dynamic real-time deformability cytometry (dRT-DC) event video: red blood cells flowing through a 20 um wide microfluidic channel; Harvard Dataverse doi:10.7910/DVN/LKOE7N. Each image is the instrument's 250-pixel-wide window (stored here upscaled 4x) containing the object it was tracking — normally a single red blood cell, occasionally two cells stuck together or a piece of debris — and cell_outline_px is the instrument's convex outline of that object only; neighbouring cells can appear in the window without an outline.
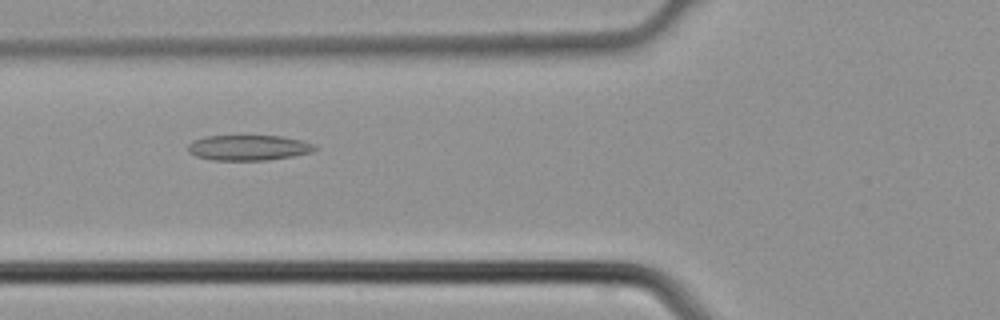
{"species": "common noctule bat (a hibernating species)", "species_latin": "Nyctalus noctula", "temperature_condition": "cold", "stored_images_in_passage": 4, "camera_frame_rate_fps": 3000, "um_per_image_px": 0.085, "animal": {"sex": "male", "body_mass_g": 21.5, "forearm_length_mm": 52.0}, "frame": {"image": 1, "passage_image": 4, "time_ms": 1.0, "image_size_px": [1000, 320], "cell_outline_px": [[316, 148], [312, 152], [292, 156], [268, 160], [212, 160], [196, 156], [188, 152], [188, 144], [192, 140], [204, 136], [280, 136], [304, 140], [316, 144]], "centroid_in_image_um": [21.12, 12.55], "position_along_channel_um": 104.7, "area_um2": 18.9}}